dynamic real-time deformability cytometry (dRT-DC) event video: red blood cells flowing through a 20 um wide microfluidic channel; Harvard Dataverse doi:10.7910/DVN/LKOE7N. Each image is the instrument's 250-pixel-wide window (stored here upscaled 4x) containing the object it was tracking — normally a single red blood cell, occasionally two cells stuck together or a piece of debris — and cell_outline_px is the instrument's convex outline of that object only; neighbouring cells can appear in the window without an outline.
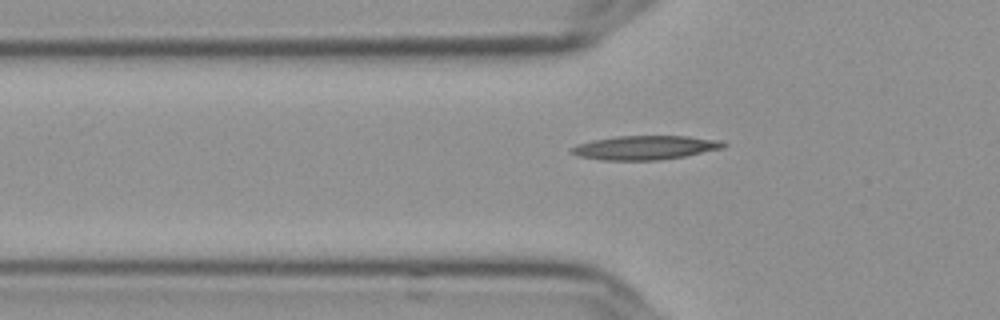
{"species": "Egyptian fruit bat (a non-hibernating species)", "species_latin": "Rousettus aegyptiacus", "temperature_condition": "cold", "stored_images_in_passage": 44, "segment_of_instrument_passage": [1, 2], "camera_frame_rate_fps": 3000, "um_per_image_px": 0.085, "frame": {"image": 1, "passage_image": 6, "time_ms": 1.667, "image_size_px": [1000, 320], "cell_outline_px": [[728, 144], [724, 148], [684, 156], [656, 160], [604, 160], [580, 156], [568, 152], [568, 148], [576, 144], [592, 140], [616, 136], [688, 136], [720, 140]], "centroid_in_image_um": [54.8, 12.54], "position_along_channel_um": 71.0, "area_um2": 21.33}}
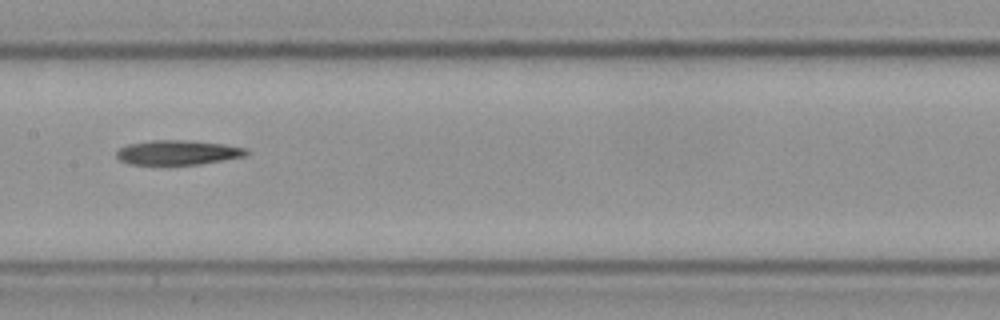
{"frame": {"image": 2, "passage_image": 16, "time_ms": 5.0, "image_size_px": [1000, 320], "cell_outline_px": [[248, 152], [244, 156], [200, 164], [132, 164], [120, 160], [116, 156], [116, 152], [120, 148], [128, 144], [148, 140], [188, 140], [224, 144], [248, 148]], "centroid_in_image_um": [15.11, 12.95], "position_along_channel_um": 192.3, "area_um2": 18.5}}
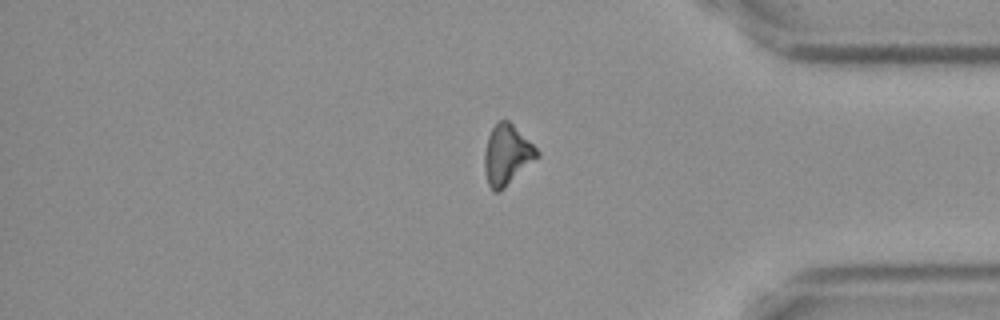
{"frame": {"image": 3, "passage_image": 34, "time_ms": 11.0, "image_size_px": [1000, 320], "cell_outline_px": [[540, 156], [500, 192], [492, 192], [488, 184], [484, 172], [484, 152], [488, 136], [492, 128], [500, 120], [508, 120], [540, 152]], "centroid_in_image_um": [43.07, 13.2], "position_along_channel_um": 392.1, "area_um2": 18.44}}